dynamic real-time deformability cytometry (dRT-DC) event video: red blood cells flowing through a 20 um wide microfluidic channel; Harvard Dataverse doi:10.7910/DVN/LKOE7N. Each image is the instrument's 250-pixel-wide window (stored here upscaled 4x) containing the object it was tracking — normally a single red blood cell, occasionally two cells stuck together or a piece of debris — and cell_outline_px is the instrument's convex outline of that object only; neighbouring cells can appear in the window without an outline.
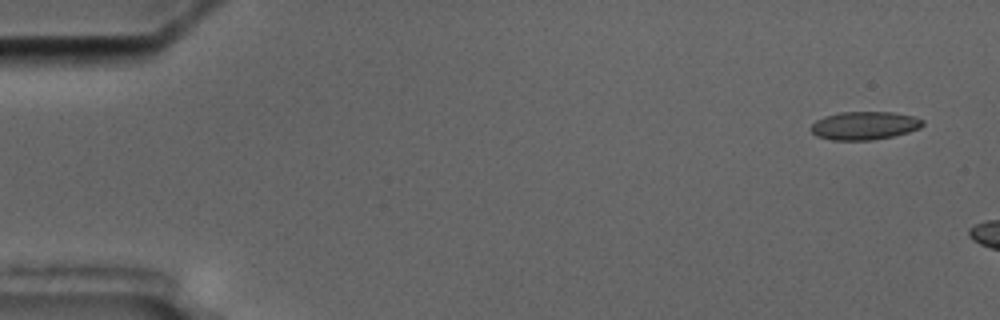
{"species": "common noctule bat (a hibernating species)", "species_latin": "Nyctalus noctula", "temperature_condition": "cold", "stored_images_in_passage": 5, "camera_frame_rate_fps": 3000, "um_per_image_px": 0.085, "animal": {"sex": "male", "body_mass_g": 17.5, "forearm_length_mm": 52.3}, "frame": {"image": 1, "passage_image": 1, "time_ms": 0.0, "image_size_px": [1000, 320], "cell_outline_px": [[924, 124], [920, 128], [908, 132], [892, 136], [872, 140], [832, 140], [816, 136], [808, 128], [816, 120], [824, 116], [840, 112], [892, 112], [912, 116], [924, 120]], "centroid_in_image_um": [73.45, 10.67], "position_along_channel_um": 11.6, "area_um2": 18.44}}